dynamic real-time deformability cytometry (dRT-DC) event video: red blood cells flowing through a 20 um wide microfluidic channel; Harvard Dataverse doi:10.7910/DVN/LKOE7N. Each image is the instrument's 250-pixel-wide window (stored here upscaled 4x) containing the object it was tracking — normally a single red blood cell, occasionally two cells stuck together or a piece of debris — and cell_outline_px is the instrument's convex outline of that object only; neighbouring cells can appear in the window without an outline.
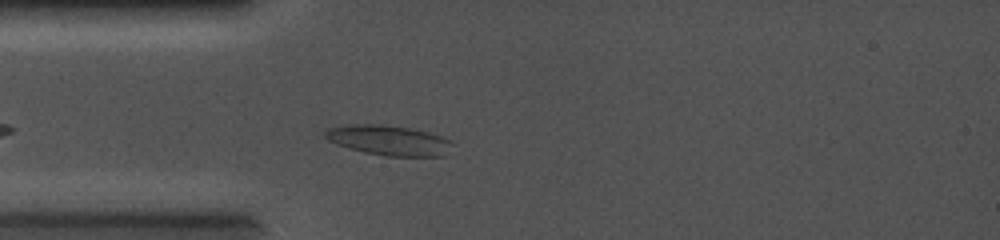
{"species": "common noctule bat (a hibernating species)", "species_latin": "Nyctalus noctula", "temperature_condition": "cold", "stored_images_in_passage": 13, "camera_frame_rate_fps": 5000, "um_per_image_px": 0.085, "animal": {"sex": "female", "body_mass_g": 19.0, "forearm_length_mm": 56.7}, "frame": {"image": 1, "passage_image": 8, "time_ms": 1.4, "image_size_px": [1000, 240], "cell_outline_px": [[452, 144], [448, 156], [388, 156], [364, 152], [348, 148], [336, 144], [328, 140], [324, 136], [324, 132], [328, 128], [348, 124], [380, 124], [412, 128], [428, 132], [452, 140]], "centroid_in_image_um": [33.06, 11.92], "position_along_channel_um": 51.9, "area_um2": 22.48}}